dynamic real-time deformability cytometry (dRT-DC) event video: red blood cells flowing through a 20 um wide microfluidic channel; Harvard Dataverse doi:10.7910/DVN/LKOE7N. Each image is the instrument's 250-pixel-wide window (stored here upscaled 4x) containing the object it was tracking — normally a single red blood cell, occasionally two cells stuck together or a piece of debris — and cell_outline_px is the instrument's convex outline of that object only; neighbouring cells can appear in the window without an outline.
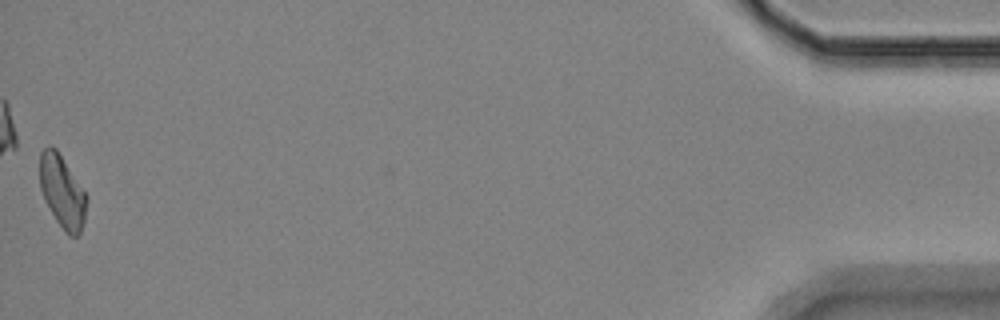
{"species": "Egyptian fruit bat (a non-hibernating species)", "species_latin": "Rousettus aegyptiacus", "temperature_condition": "room temperature", "stored_images_in_passage": 54, "camera_frame_rate_fps": 3000, "um_per_image_px": 0.085, "animal": {"sex": "female"}, "frame": {"image": 1, "passage_image": 54, "time_ms": 17.667, "image_size_px": [1000, 320], "cell_outline_px": [[88, 200], [84, 220], [80, 232], [76, 236], [68, 236], [56, 220], [44, 200], [40, 188], [40, 152], [48, 144], [56, 148], [88, 196]], "centroid_in_image_um": [5.29, 16.28], "position_along_channel_um": 429.9, "area_um2": 19.83}, "authors_computed_cell_mechanics": {"area_um2": 20.4034, "velocity_mm_per_s": 3.4509, "shape_relaxation_time_tau1_ms": 6.7505, "shape_relaxation_time_tau2_ms": 11.0516, "deformation_change_tau1": 0.1697, "deformation_change_tau2": 0.2412}}